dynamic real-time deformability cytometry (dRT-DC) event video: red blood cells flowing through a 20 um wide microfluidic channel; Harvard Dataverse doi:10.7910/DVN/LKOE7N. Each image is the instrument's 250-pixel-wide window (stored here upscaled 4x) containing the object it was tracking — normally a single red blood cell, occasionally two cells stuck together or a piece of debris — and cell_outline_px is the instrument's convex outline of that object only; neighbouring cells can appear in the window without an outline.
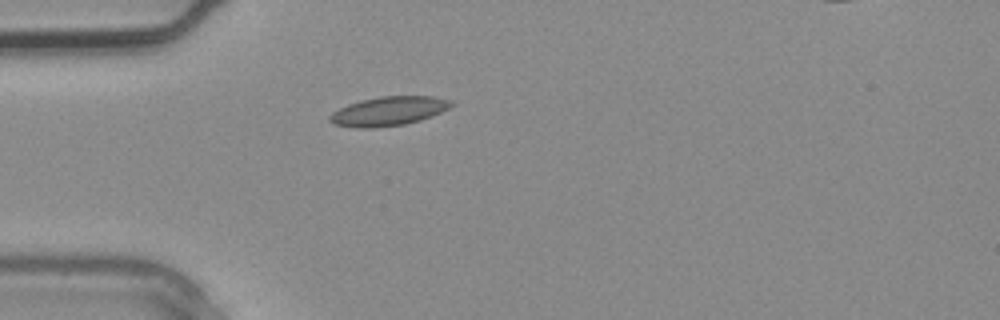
{"species": "common noctule bat (a hibernating species)", "species_latin": "Nyctalus noctula", "temperature_condition": "warm", "stored_images_in_passage": 2, "camera_frame_rate_fps": 3000, "um_per_image_px": 0.085, "animal": {"sex": "male", "body_mass_g": 20.4}, "frame": {"image": 1, "passage_image": 2, "time_ms": 0.333, "image_size_px": [1000, 320], "cell_outline_px": [[456, 104], [432, 116], [420, 120], [404, 124], [372, 128], [356, 128], [332, 124], [328, 120], [328, 116], [332, 112], [348, 104], [360, 100], [380, 96], [432, 96], [452, 100]], "centroid_in_image_um": [33.01, 9.44], "position_along_channel_um": 52.0, "area_um2": 20.75}}